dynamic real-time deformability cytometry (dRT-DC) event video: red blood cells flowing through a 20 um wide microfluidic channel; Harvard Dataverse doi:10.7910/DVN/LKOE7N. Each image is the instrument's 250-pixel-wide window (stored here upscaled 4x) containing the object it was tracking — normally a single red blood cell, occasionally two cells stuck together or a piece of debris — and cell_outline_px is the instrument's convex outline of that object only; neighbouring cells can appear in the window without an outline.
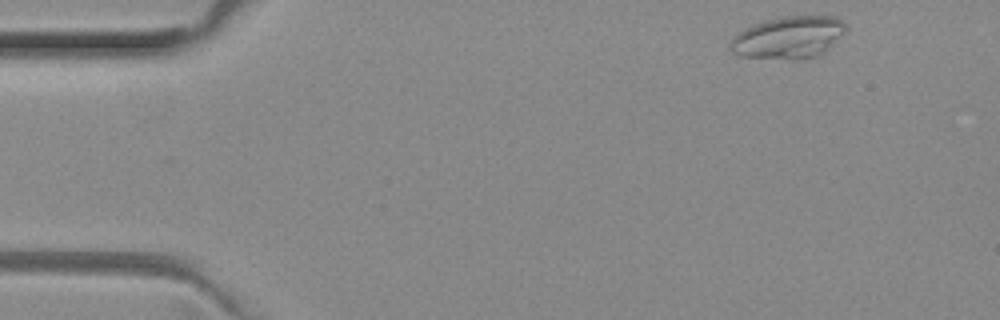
{"species": "common noctule bat (a hibernating species)", "species_latin": "Nyctalus noctula", "temperature_condition": "room temperature", "stored_images_in_passage": 47, "camera_frame_rate_fps": 3000, "um_per_image_px": 0.085, "animal": {"sex": "female", "body_mass_g": 29.2, "forearm_length_mm": 56.3}, "frame": {"image": 1, "passage_image": 1, "time_ms": 0.0, "image_size_px": [1000, 320], "cell_outline_px": [[848, 28], [844, 32], [816, 56], [792, 60], [740, 56], [732, 52], [728, 48], [728, 44], [732, 36], [736, 32], [744, 28], [764, 20], [780, 16], [836, 16], [844, 20]], "centroid_in_image_um": [66.94, 3.16], "position_along_channel_um": 18.1, "area_um2": 28.55}}
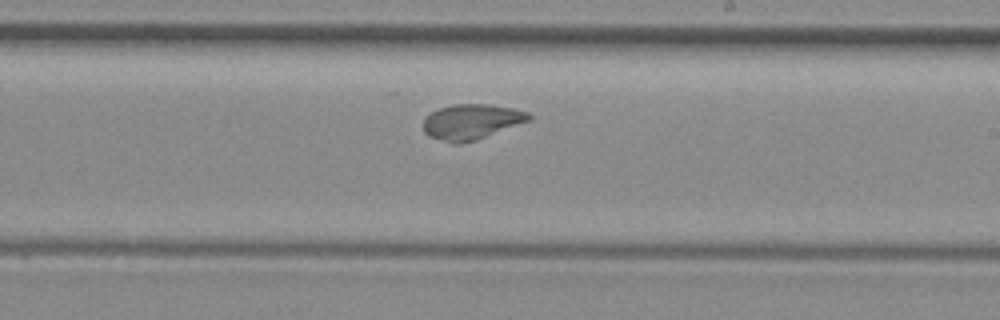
{"frame": {"image": 2, "passage_image": 26, "time_ms": 8.333, "image_size_px": [1000, 320], "cell_outline_px": [[532, 120], [476, 140], [460, 144], [452, 144], [428, 136], [424, 132], [424, 120], [432, 112], [440, 108], [452, 104], [488, 104], [516, 108], [528, 112], [532, 116]], "centroid_in_image_um": [40.11, 10.35], "position_along_channel_um": 248.9, "area_um2": 21.91}}
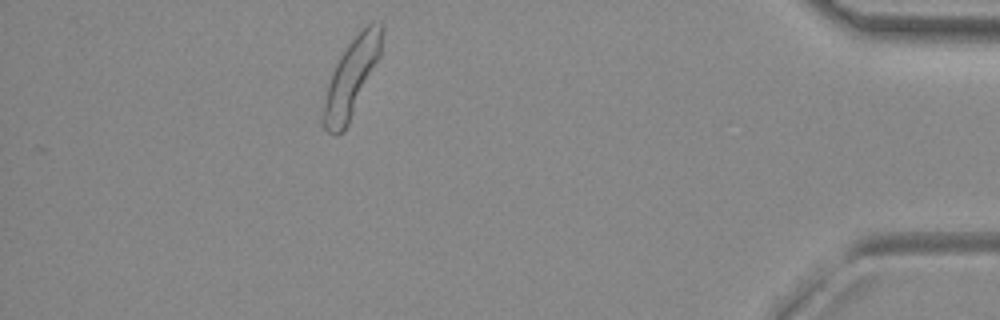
{"frame": {"image": 3, "passage_image": 42, "time_ms": 13.667, "image_size_px": [1000, 320], "cell_outline_px": [[384, 28], [380, 56], [348, 124], [344, 132], [336, 136], [328, 132], [324, 128], [320, 120], [332, 72], [340, 56], [348, 44], [372, 20], [384, 24]], "centroid_in_image_um": [29.88, 6.61], "position_along_channel_um": 405.3, "area_um2": 26.18}, "authors_computed_cell_mechanics": {"area_um2": 24.4494, "velocity_mm_per_s": 3.9537, "shape_relaxation_time_tau1_ms": 8.3219, "shape_relaxation_time_tau2_ms": null, "deformation_change_tau1": 0.1263, "deformation_change_tau2": null}}